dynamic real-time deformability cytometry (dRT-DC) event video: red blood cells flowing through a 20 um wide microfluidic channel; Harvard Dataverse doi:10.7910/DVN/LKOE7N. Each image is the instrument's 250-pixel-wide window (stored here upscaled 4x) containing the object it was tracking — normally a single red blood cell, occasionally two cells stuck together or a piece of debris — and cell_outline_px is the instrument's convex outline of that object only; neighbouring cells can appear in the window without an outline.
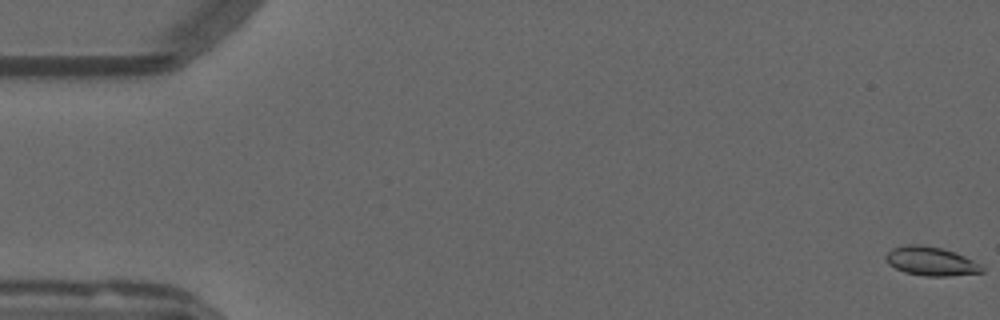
{"species": "common noctule bat (a hibernating species)", "species_latin": "Nyctalus noctula", "temperature_condition": "warm", "stored_images_in_passage": 55, "camera_frame_rate_fps": 3000, "um_per_image_px": 0.085, "animal": {"sex": "male", "forearm_length_mm": 52.5}, "frame": {"image": 1, "passage_image": 1, "time_ms": 0.0, "image_size_px": [1000, 320], "cell_outline_px": [[984, 272], [948, 276], [924, 276], [904, 272], [888, 264], [884, 256], [892, 248], [908, 244], [920, 244], [944, 248], [956, 252], [980, 264], [984, 268]], "centroid_in_image_um": [79.12, 22.2], "position_along_channel_um": 5.9, "area_um2": 16.3}}
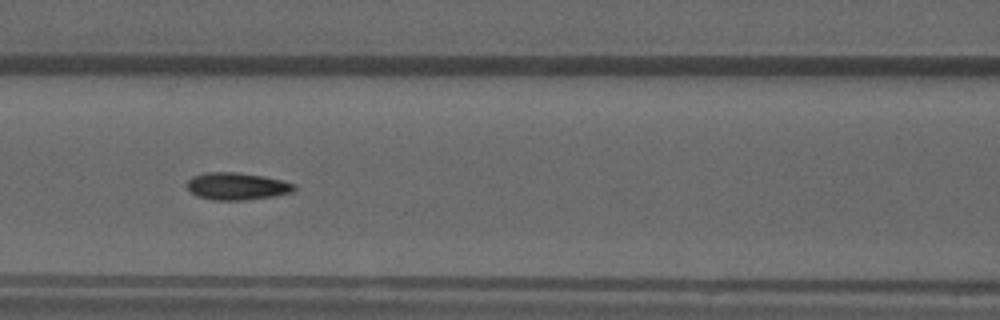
{"frame": {"image": 2, "passage_image": 24, "time_ms": 7.667, "image_size_px": [1000, 320], "cell_outline_px": [[296, 188], [292, 192], [276, 196], [244, 200], [212, 200], [196, 196], [188, 188], [188, 180], [192, 176], [204, 172], [236, 172], [264, 176], [296, 184]], "centroid_in_image_um": [20.14, 15.83], "position_along_channel_um": 146.5, "area_um2": 17.11}}
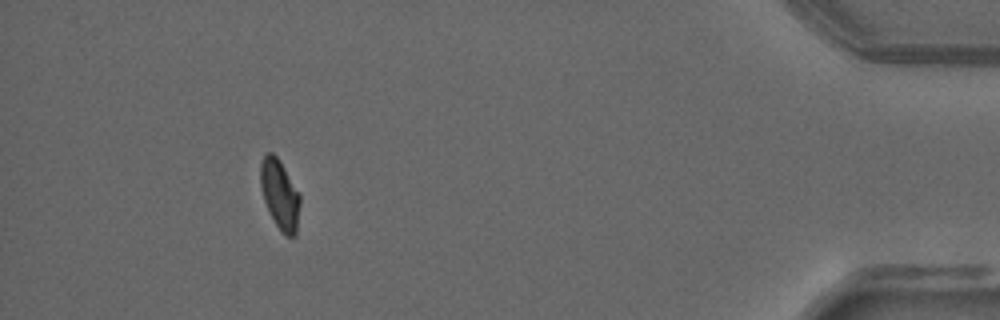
{"frame": {"image": 3, "passage_image": 50, "time_ms": 16.333, "image_size_px": [1000, 320], "cell_outline_px": [[300, 204], [296, 236], [288, 236], [280, 232], [264, 200], [260, 188], [260, 164], [264, 156], [268, 152], [272, 152], [280, 160], [300, 192]], "centroid_in_image_um": [23.8, 16.51], "position_along_channel_um": 411.4, "area_um2": 16.18}, "authors_computed_cell_mechanics": {"area_um2": 16.3574, "velocity_mm_per_s": 3.8047, "shape_relaxation_time_tau1_ms": null, "shape_relaxation_time_tau2_ms": 2.3121, "deformation_change_tau1": null, "deformation_change_tau2": 0.0511}}